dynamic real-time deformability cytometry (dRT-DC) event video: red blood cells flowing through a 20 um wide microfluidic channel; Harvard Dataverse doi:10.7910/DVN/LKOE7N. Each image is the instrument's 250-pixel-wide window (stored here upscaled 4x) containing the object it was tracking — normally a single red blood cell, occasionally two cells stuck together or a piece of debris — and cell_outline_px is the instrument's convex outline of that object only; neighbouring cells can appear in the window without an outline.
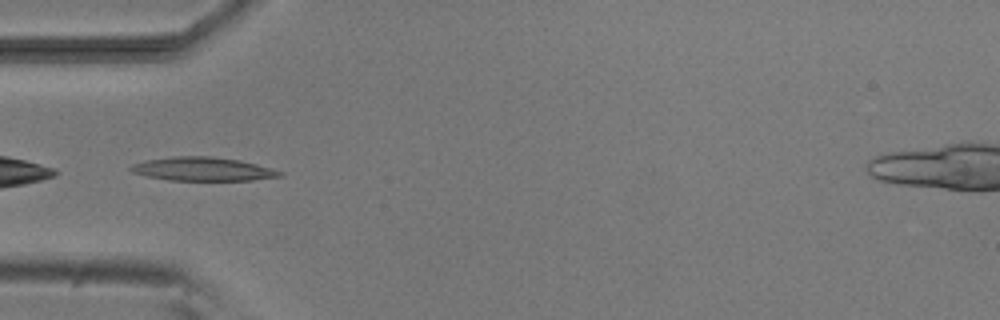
{"species": "common noctule bat (a hibernating species)", "species_latin": "Nyctalus noctula", "temperature_condition": "room temperature", "stored_images_in_passage": 47, "camera_frame_rate_fps": 3000, "um_per_image_px": 0.085, "animal": {"sex": "male", "body_mass_g": 20.5, "forearm_length_mm": 52.5}, "frame": {"image": 1, "passage_image": 16, "time_ms": 5.0, "image_size_px": [1000, 320], "cell_outline_px": [[284, 172], [280, 176], [252, 180], [168, 180], [148, 176], [132, 172], [128, 168], [132, 164], [148, 160], [172, 156], [212, 156], [240, 160], [256, 164]], "centroid_in_image_um": [17.22, 14.36], "position_along_channel_um": 67.8, "area_um2": 20.35}}
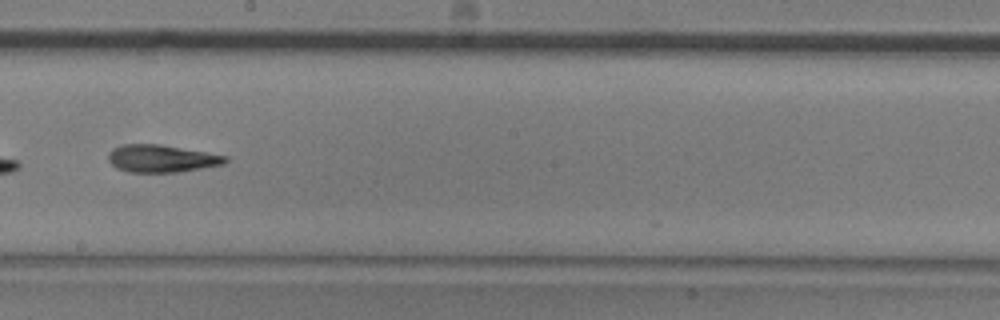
{"frame": {"image": 2, "passage_image": 29, "time_ms": 9.333, "image_size_px": [1000, 320], "cell_outline_px": [[228, 160], [224, 164], [180, 172], [128, 172], [116, 168], [108, 160], [108, 152], [112, 148], [124, 144], [160, 144], [228, 156]], "centroid_in_image_um": [13.71, 13.47], "position_along_channel_um": 234.5, "area_um2": 18.79}}
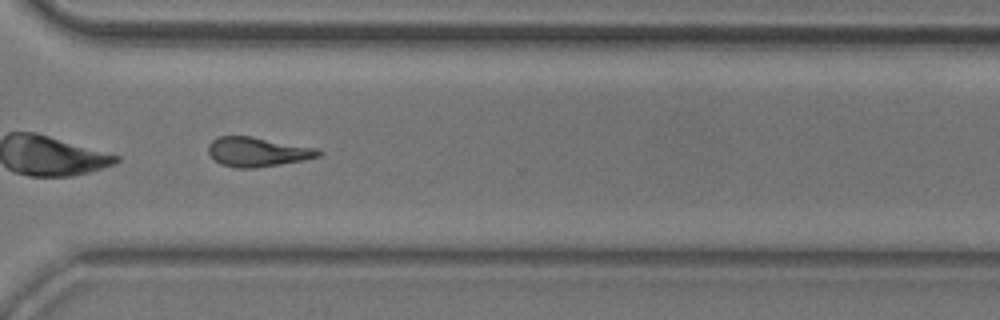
{"frame": {"image": 3, "passage_image": 38, "time_ms": 12.333, "image_size_px": [1000, 320], "cell_outline_px": [[324, 152], [320, 156], [304, 160], [256, 168], [236, 168], [220, 164], [208, 152], [208, 144], [212, 140], [220, 136], [252, 136], [316, 148]], "centroid_in_image_um": [21.89, 12.91], "position_along_channel_um": 348.7, "area_um2": 18.9}, "authors_computed_cell_mechanics": {"area_um2": 19.1318, "velocity_mm_per_s": 3.8219, "shape_relaxation_time_tau1_ms": 7.5237, "shape_relaxation_time_tau2_ms": 6.6455, "deformation_change_tau1": 0.2206, "deformation_change_tau2": 0.1947}}